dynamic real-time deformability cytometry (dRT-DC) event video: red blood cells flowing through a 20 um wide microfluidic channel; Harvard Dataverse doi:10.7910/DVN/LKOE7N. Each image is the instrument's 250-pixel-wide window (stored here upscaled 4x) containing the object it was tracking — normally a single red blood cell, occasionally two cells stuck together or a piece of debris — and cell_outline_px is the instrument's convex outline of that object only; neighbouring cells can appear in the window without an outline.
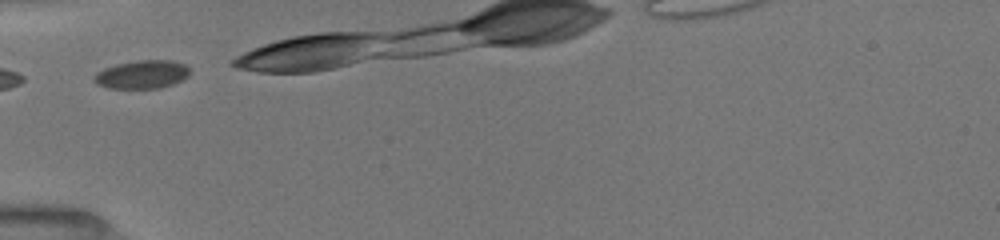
{"species": "common noctule bat (a hibernating species)", "species_latin": "Nyctalus noctula", "temperature_condition": "room temperature", "stored_images_in_passage": 6, "camera_frame_rate_fps": 3000, "um_per_image_px": 0.085, "animal": {"sex": "female", "body_mass_g": 19.5, "forearm_length_mm": 54.1}, "frame": {"image": 1, "passage_image": 1, "time_ms": 0.0, "image_size_px": [1000, 240], "cell_outline_px": [[188, 76], [172, 84], [160, 88], [108, 88], [96, 84], [92, 80], [92, 76], [96, 72], [104, 68], [116, 64], [136, 60], [172, 60], [184, 64], [188, 68]], "centroid_in_image_um": [12.01, 6.32], "position_along_channel_um": 73.0, "area_um2": 15.84}}